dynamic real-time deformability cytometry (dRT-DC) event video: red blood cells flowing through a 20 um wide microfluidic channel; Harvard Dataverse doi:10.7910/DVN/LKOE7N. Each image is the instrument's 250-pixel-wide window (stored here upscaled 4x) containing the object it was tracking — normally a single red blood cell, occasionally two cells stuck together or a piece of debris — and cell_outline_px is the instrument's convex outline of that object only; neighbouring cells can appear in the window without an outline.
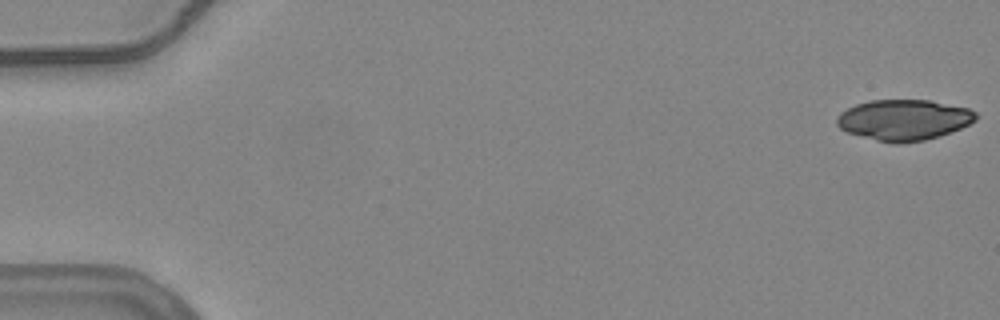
{"species": "common noctule bat (a hibernating species)", "species_latin": "Nyctalus noctula", "temperature_condition": "warm", "stored_images_in_passage": 8, "camera_frame_rate_fps": 3000, "um_per_image_px": 0.085, "animal": {"sex": "female", "body_mass_g": 24.6, "forearm_length_mm": 56.2}, "frame": {"image": 1, "passage_image": 1, "time_ms": 0.0, "image_size_px": [1000, 320], "cell_outline_px": [[976, 120], [960, 128], [940, 136], [924, 140], [900, 144], [892, 144], [876, 140], [848, 132], [840, 128], [836, 124], [836, 120], [840, 112], [856, 104], [868, 100], [928, 100], [968, 108], [976, 112]], "centroid_in_image_um": [76.81, 10.19], "position_along_channel_um": 8.2, "area_um2": 32.95}}